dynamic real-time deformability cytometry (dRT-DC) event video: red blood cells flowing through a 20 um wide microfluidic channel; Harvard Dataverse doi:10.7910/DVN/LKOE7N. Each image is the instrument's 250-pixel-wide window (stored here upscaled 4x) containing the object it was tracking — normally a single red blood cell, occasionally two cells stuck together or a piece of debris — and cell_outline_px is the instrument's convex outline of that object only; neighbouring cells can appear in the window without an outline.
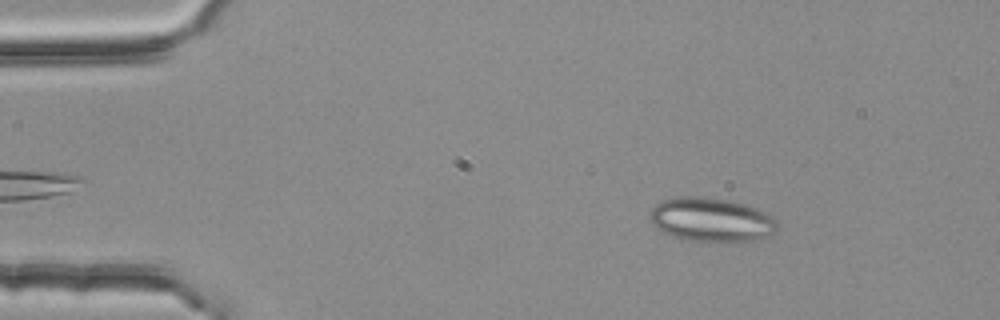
{"species": "common noctule bat (a hibernating species)", "species_latin": "Nyctalus noctula", "temperature_condition": "room temperature", "stored_images_in_passage": 53, "camera_frame_rate_fps": 3000, "um_per_image_px": 0.085, "animal": {"sex": "female", "body_mass_g": 25.1}, "frame": {"image": 1, "passage_image": 8, "time_ms": 2.333, "image_size_px": [1000, 320], "cell_outline_px": [[776, 228], [772, 232], [756, 240], [736, 244], [688, 240], [672, 236], [656, 228], [648, 216], [652, 208], [656, 204], [664, 200], [676, 196], [700, 196], [728, 200], [748, 204], [772, 216], [776, 220]], "centroid_in_image_um": [60.45, 18.69], "position_along_channel_um": 24.6, "area_um2": 33.12}}
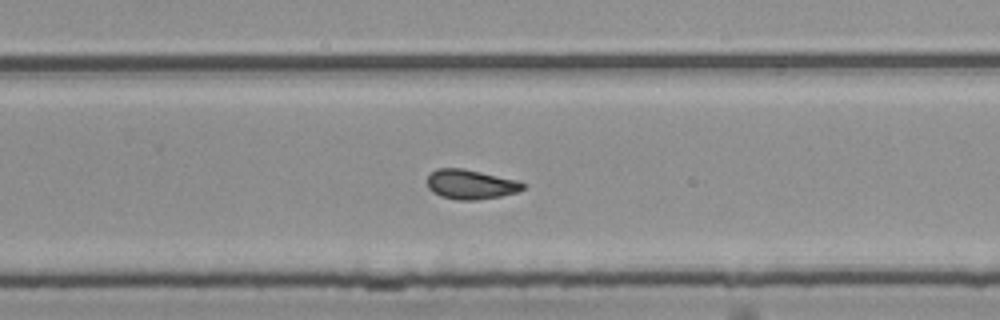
{"frame": {"image": 2, "passage_image": 35, "time_ms": 11.333, "image_size_px": [1000, 320], "cell_outline_px": [[524, 188], [516, 192], [500, 196], [476, 200], [456, 200], [440, 196], [432, 192], [428, 188], [428, 176], [436, 168], [464, 168], [516, 180], [524, 184]], "centroid_in_image_um": [39.96, 15.67], "position_along_channel_um": 289.8, "area_um2": 16.42}}
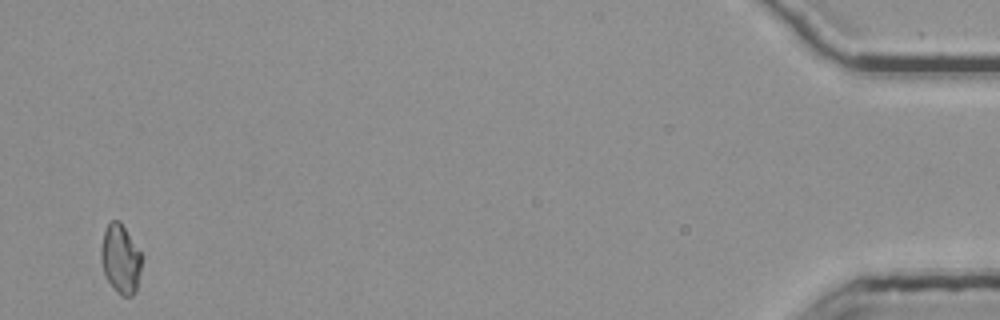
{"frame": {"image": 3, "passage_image": 53, "time_ms": 17.333, "image_size_px": [1000, 320], "cell_outline_px": [[144, 256], [136, 292], [132, 296], [120, 296], [116, 292], [108, 280], [104, 272], [100, 260], [100, 248], [104, 232], [108, 224], [112, 220], [120, 220]], "centroid_in_image_um": [10.27, 22.02], "position_along_channel_um": 424.9, "area_um2": 16.76}, "authors_computed_cell_mechanics": {"area_um2": 16.8776, "velocity_mm_per_s": 3.7555, "shape_relaxation_time_tau1_ms": null, "shape_relaxation_time_tau2_ms": 1.8767, "deformation_change_tau1": null, "deformation_change_tau2": 0.084}}